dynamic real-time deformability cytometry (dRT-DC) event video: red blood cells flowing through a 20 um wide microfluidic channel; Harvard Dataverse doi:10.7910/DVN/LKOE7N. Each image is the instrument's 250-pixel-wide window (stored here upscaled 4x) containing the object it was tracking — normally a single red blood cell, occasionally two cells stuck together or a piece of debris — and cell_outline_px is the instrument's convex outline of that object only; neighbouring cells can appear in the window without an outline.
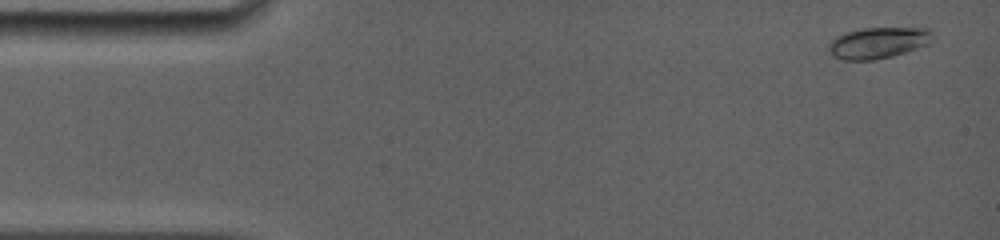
{"species": "common noctule bat (a hibernating species)", "species_latin": "Nyctalus noctula", "temperature_condition": "room temperature", "stored_images_in_passage": 18, "camera_frame_rate_fps": 5000, "um_per_image_px": 0.085, "animal": {"sex": "female", "body_mass_g": 19.0, "forearm_length_mm": 56.7}, "frame": {"image": 1, "passage_image": 2, "time_ms": 0.6, "image_size_px": [1000, 240], "cell_outline_px": [[932, 36], [928, 44], [892, 56], [876, 60], [844, 60], [832, 56], [828, 52], [828, 44], [836, 36], [848, 32], [864, 28], [928, 28], [932, 32]], "centroid_in_image_um": [74.6, 3.65], "position_along_channel_um": 10.4, "area_um2": 18.79}}
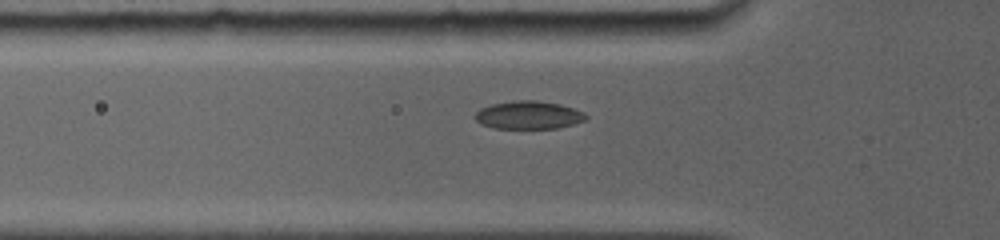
{"frame": {"image": 2, "passage_image": 9, "time_ms": 5.2, "image_size_px": [1000, 240], "cell_outline_px": [[588, 116], [584, 120], [560, 128], [492, 128], [480, 124], [472, 116], [480, 108], [492, 104], [516, 100], [536, 100], [560, 104], [584, 112]], "centroid_in_image_um": [44.89, 9.78], "position_along_channel_um": 80.9, "area_um2": 18.15}}
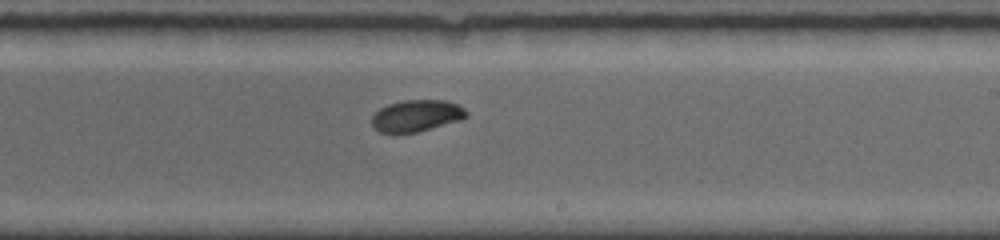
{"frame": {"image": 3, "passage_image": 18, "time_ms": 9.6, "image_size_px": [1000, 240], "cell_outline_px": [[468, 116], [460, 120], [416, 132], [380, 132], [372, 124], [372, 116], [380, 108], [388, 104], [404, 100], [448, 100], [460, 104], [468, 112]], "centroid_in_image_um": [35.45, 9.81], "position_along_channel_um": 253.5, "area_um2": 17.34}}